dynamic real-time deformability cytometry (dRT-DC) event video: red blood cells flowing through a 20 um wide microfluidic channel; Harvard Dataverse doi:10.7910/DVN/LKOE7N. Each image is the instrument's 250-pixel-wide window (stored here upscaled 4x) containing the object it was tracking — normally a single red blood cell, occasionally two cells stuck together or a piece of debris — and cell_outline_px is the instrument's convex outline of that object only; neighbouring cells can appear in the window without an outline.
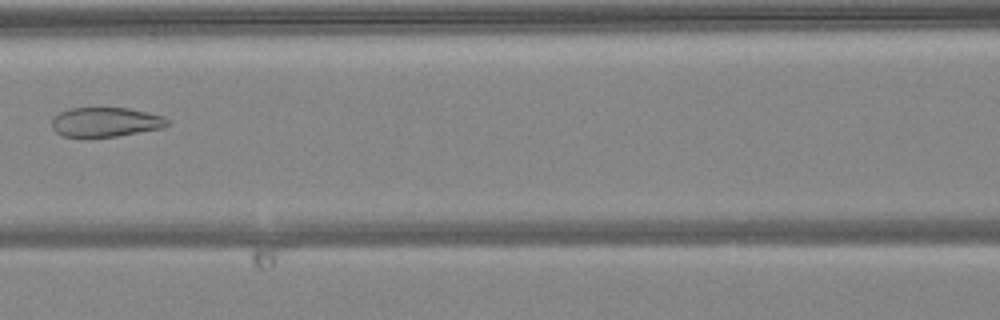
{"species": "common noctule bat (a hibernating species)", "species_latin": "Nyctalus noctula", "temperature_condition": "warm", "stored_images_in_passage": 7, "camera_frame_rate_fps": 3000, "um_per_image_px": 0.085, "animal": {"sex": "female", "body_mass_g": 24.6, "forearm_length_mm": 56.2}, "frame": {"image": 1, "passage_image": 6, "time_ms": 1.667, "image_size_px": [1000, 320], "cell_outline_px": [[168, 124], [164, 128], [116, 136], [60, 136], [52, 128], [52, 116], [68, 108], [128, 108], [164, 116], [168, 120]], "centroid_in_image_um": [8.96, 10.36], "position_along_channel_um": 157.6, "area_um2": 19.77}}
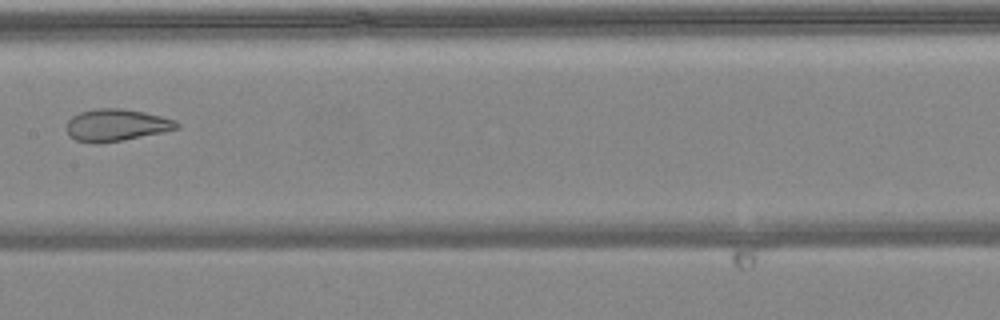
{"frame": {"image": 2, "passage_image": 7, "time_ms": 2.0, "image_size_px": [1000, 320], "cell_outline_px": [[180, 128], [120, 140], [96, 144], [92, 144], [76, 140], [68, 136], [64, 128], [68, 120], [72, 116], [80, 112], [96, 108], [120, 108], [144, 112], [176, 120], [180, 124]], "centroid_in_image_um": [9.82, 10.63], "position_along_channel_um": 197.6, "area_um2": 20.63}}